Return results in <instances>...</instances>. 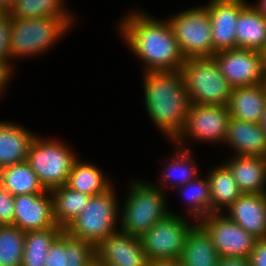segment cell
Here are the masks:
<instances>
[{"instance_id": "obj_2", "label": "cell", "mask_w": 266, "mask_h": 266, "mask_svg": "<svg viewBox=\"0 0 266 266\" xmlns=\"http://www.w3.org/2000/svg\"><path fill=\"white\" fill-rule=\"evenodd\" d=\"M143 75V103L148 118L174 142L182 133L190 106L182 74L178 71H147Z\"/></svg>"}, {"instance_id": "obj_33", "label": "cell", "mask_w": 266, "mask_h": 266, "mask_svg": "<svg viewBox=\"0 0 266 266\" xmlns=\"http://www.w3.org/2000/svg\"><path fill=\"white\" fill-rule=\"evenodd\" d=\"M13 196L7 189L0 186V225H13L15 203Z\"/></svg>"}, {"instance_id": "obj_1", "label": "cell", "mask_w": 266, "mask_h": 266, "mask_svg": "<svg viewBox=\"0 0 266 266\" xmlns=\"http://www.w3.org/2000/svg\"><path fill=\"white\" fill-rule=\"evenodd\" d=\"M123 16L115 24L116 32L134 58L141 61L143 73L181 69L185 57L167 19H159L137 8Z\"/></svg>"}, {"instance_id": "obj_35", "label": "cell", "mask_w": 266, "mask_h": 266, "mask_svg": "<svg viewBox=\"0 0 266 266\" xmlns=\"http://www.w3.org/2000/svg\"><path fill=\"white\" fill-rule=\"evenodd\" d=\"M14 64L11 60L0 59V95H5L3 93L8 89L11 79L14 78ZM14 70V71H13Z\"/></svg>"}, {"instance_id": "obj_29", "label": "cell", "mask_w": 266, "mask_h": 266, "mask_svg": "<svg viewBox=\"0 0 266 266\" xmlns=\"http://www.w3.org/2000/svg\"><path fill=\"white\" fill-rule=\"evenodd\" d=\"M66 0H16L8 11L10 18L38 19L44 17H64L72 26L76 15L66 5ZM67 6V7H66ZM75 23V24H74Z\"/></svg>"}, {"instance_id": "obj_15", "label": "cell", "mask_w": 266, "mask_h": 266, "mask_svg": "<svg viewBox=\"0 0 266 266\" xmlns=\"http://www.w3.org/2000/svg\"><path fill=\"white\" fill-rule=\"evenodd\" d=\"M14 223L24 232L44 230L57 226L53 215V199L50 191L22 194L14 198Z\"/></svg>"}, {"instance_id": "obj_42", "label": "cell", "mask_w": 266, "mask_h": 266, "mask_svg": "<svg viewBox=\"0 0 266 266\" xmlns=\"http://www.w3.org/2000/svg\"><path fill=\"white\" fill-rule=\"evenodd\" d=\"M261 126H262V128L264 129V131L266 133V105H265L264 112H263V117H262V120H261Z\"/></svg>"}, {"instance_id": "obj_43", "label": "cell", "mask_w": 266, "mask_h": 266, "mask_svg": "<svg viewBox=\"0 0 266 266\" xmlns=\"http://www.w3.org/2000/svg\"><path fill=\"white\" fill-rule=\"evenodd\" d=\"M262 57H263V65H264V69L266 71V45L264 47V49L261 51Z\"/></svg>"}, {"instance_id": "obj_39", "label": "cell", "mask_w": 266, "mask_h": 266, "mask_svg": "<svg viewBox=\"0 0 266 266\" xmlns=\"http://www.w3.org/2000/svg\"><path fill=\"white\" fill-rule=\"evenodd\" d=\"M251 5L260 15L266 18V0H258L255 2V4L251 3Z\"/></svg>"}, {"instance_id": "obj_40", "label": "cell", "mask_w": 266, "mask_h": 266, "mask_svg": "<svg viewBox=\"0 0 266 266\" xmlns=\"http://www.w3.org/2000/svg\"><path fill=\"white\" fill-rule=\"evenodd\" d=\"M16 0H0V6L7 12L13 7Z\"/></svg>"}, {"instance_id": "obj_7", "label": "cell", "mask_w": 266, "mask_h": 266, "mask_svg": "<svg viewBox=\"0 0 266 266\" xmlns=\"http://www.w3.org/2000/svg\"><path fill=\"white\" fill-rule=\"evenodd\" d=\"M180 72L190 103L227 106L232 87L213 57L187 58Z\"/></svg>"}, {"instance_id": "obj_22", "label": "cell", "mask_w": 266, "mask_h": 266, "mask_svg": "<svg viewBox=\"0 0 266 266\" xmlns=\"http://www.w3.org/2000/svg\"><path fill=\"white\" fill-rule=\"evenodd\" d=\"M95 258V247L66 231L52 243L44 266H86Z\"/></svg>"}, {"instance_id": "obj_23", "label": "cell", "mask_w": 266, "mask_h": 266, "mask_svg": "<svg viewBox=\"0 0 266 266\" xmlns=\"http://www.w3.org/2000/svg\"><path fill=\"white\" fill-rule=\"evenodd\" d=\"M218 251L206 230L197 222L186 236L180 261L182 266H217Z\"/></svg>"}, {"instance_id": "obj_30", "label": "cell", "mask_w": 266, "mask_h": 266, "mask_svg": "<svg viewBox=\"0 0 266 266\" xmlns=\"http://www.w3.org/2000/svg\"><path fill=\"white\" fill-rule=\"evenodd\" d=\"M0 186L13 196L45 191L27 161L1 168Z\"/></svg>"}, {"instance_id": "obj_32", "label": "cell", "mask_w": 266, "mask_h": 266, "mask_svg": "<svg viewBox=\"0 0 266 266\" xmlns=\"http://www.w3.org/2000/svg\"><path fill=\"white\" fill-rule=\"evenodd\" d=\"M25 232L15 225H0V266H21Z\"/></svg>"}, {"instance_id": "obj_5", "label": "cell", "mask_w": 266, "mask_h": 266, "mask_svg": "<svg viewBox=\"0 0 266 266\" xmlns=\"http://www.w3.org/2000/svg\"><path fill=\"white\" fill-rule=\"evenodd\" d=\"M116 184L103 193L91 196L88 205L64 231L96 247L119 230L120 199ZM117 192V193H116Z\"/></svg>"}, {"instance_id": "obj_28", "label": "cell", "mask_w": 266, "mask_h": 266, "mask_svg": "<svg viewBox=\"0 0 266 266\" xmlns=\"http://www.w3.org/2000/svg\"><path fill=\"white\" fill-rule=\"evenodd\" d=\"M53 199V215L57 226L63 230L82 213L91 196L63 185L50 190Z\"/></svg>"}, {"instance_id": "obj_37", "label": "cell", "mask_w": 266, "mask_h": 266, "mask_svg": "<svg viewBox=\"0 0 266 266\" xmlns=\"http://www.w3.org/2000/svg\"><path fill=\"white\" fill-rule=\"evenodd\" d=\"M217 266H250L249 259L245 257H220Z\"/></svg>"}, {"instance_id": "obj_18", "label": "cell", "mask_w": 266, "mask_h": 266, "mask_svg": "<svg viewBox=\"0 0 266 266\" xmlns=\"http://www.w3.org/2000/svg\"><path fill=\"white\" fill-rule=\"evenodd\" d=\"M175 152L169 155L167 161L163 168L161 169L160 178L157 180V184L153 183L159 190L167 193L171 189L182 186L200 175V170L198 168V162L194 159V154L192 149H185L177 146L173 142ZM163 170V171H162ZM165 190V191H164Z\"/></svg>"}, {"instance_id": "obj_11", "label": "cell", "mask_w": 266, "mask_h": 266, "mask_svg": "<svg viewBox=\"0 0 266 266\" xmlns=\"http://www.w3.org/2000/svg\"><path fill=\"white\" fill-rule=\"evenodd\" d=\"M221 74L232 88L266 83V71L261 52L234 48L213 55Z\"/></svg>"}, {"instance_id": "obj_41", "label": "cell", "mask_w": 266, "mask_h": 266, "mask_svg": "<svg viewBox=\"0 0 266 266\" xmlns=\"http://www.w3.org/2000/svg\"><path fill=\"white\" fill-rule=\"evenodd\" d=\"M86 266H105V265L95 257Z\"/></svg>"}, {"instance_id": "obj_44", "label": "cell", "mask_w": 266, "mask_h": 266, "mask_svg": "<svg viewBox=\"0 0 266 266\" xmlns=\"http://www.w3.org/2000/svg\"><path fill=\"white\" fill-rule=\"evenodd\" d=\"M7 13L6 10H4L1 6H0V19Z\"/></svg>"}, {"instance_id": "obj_20", "label": "cell", "mask_w": 266, "mask_h": 266, "mask_svg": "<svg viewBox=\"0 0 266 266\" xmlns=\"http://www.w3.org/2000/svg\"><path fill=\"white\" fill-rule=\"evenodd\" d=\"M38 134L23 124L0 121V169L27 161L31 144Z\"/></svg>"}, {"instance_id": "obj_31", "label": "cell", "mask_w": 266, "mask_h": 266, "mask_svg": "<svg viewBox=\"0 0 266 266\" xmlns=\"http://www.w3.org/2000/svg\"><path fill=\"white\" fill-rule=\"evenodd\" d=\"M64 230L51 227L25 232L24 252L21 266H44L52 243Z\"/></svg>"}, {"instance_id": "obj_10", "label": "cell", "mask_w": 266, "mask_h": 266, "mask_svg": "<svg viewBox=\"0 0 266 266\" xmlns=\"http://www.w3.org/2000/svg\"><path fill=\"white\" fill-rule=\"evenodd\" d=\"M230 117L227 106L190 103L184 129L173 143L185 149H190L186 142L221 145Z\"/></svg>"}, {"instance_id": "obj_3", "label": "cell", "mask_w": 266, "mask_h": 266, "mask_svg": "<svg viewBox=\"0 0 266 266\" xmlns=\"http://www.w3.org/2000/svg\"><path fill=\"white\" fill-rule=\"evenodd\" d=\"M126 190L120 204L119 230L140 237L171 213L167 193L152 182L132 179Z\"/></svg>"}, {"instance_id": "obj_19", "label": "cell", "mask_w": 266, "mask_h": 266, "mask_svg": "<svg viewBox=\"0 0 266 266\" xmlns=\"http://www.w3.org/2000/svg\"><path fill=\"white\" fill-rule=\"evenodd\" d=\"M229 158L223 163L230 169L242 194H266L265 157L231 154Z\"/></svg>"}, {"instance_id": "obj_36", "label": "cell", "mask_w": 266, "mask_h": 266, "mask_svg": "<svg viewBox=\"0 0 266 266\" xmlns=\"http://www.w3.org/2000/svg\"><path fill=\"white\" fill-rule=\"evenodd\" d=\"M248 259L250 266H266V239L257 240Z\"/></svg>"}, {"instance_id": "obj_25", "label": "cell", "mask_w": 266, "mask_h": 266, "mask_svg": "<svg viewBox=\"0 0 266 266\" xmlns=\"http://www.w3.org/2000/svg\"><path fill=\"white\" fill-rule=\"evenodd\" d=\"M206 175L212 198V213H223L242 193L230 169L223 162L208 169Z\"/></svg>"}, {"instance_id": "obj_8", "label": "cell", "mask_w": 266, "mask_h": 266, "mask_svg": "<svg viewBox=\"0 0 266 266\" xmlns=\"http://www.w3.org/2000/svg\"><path fill=\"white\" fill-rule=\"evenodd\" d=\"M185 57H213L211 18L206 7L196 5L167 18Z\"/></svg>"}, {"instance_id": "obj_16", "label": "cell", "mask_w": 266, "mask_h": 266, "mask_svg": "<svg viewBox=\"0 0 266 266\" xmlns=\"http://www.w3.org/2000/svg\"><path fill=\"white\" fill-rule=\"evenodd\" d=\"M223 213L256 239H266V194H242Z\"/></svg>"}, {"instance_id": "obj_21", "label": "cell", "mask_w": 266, "mask_h": 266, "mask_svg": "<svg viewBox=\"0 0 266 266\" xmlns=\"http://www.w3.org/2000/svg\"><path fill=\"white\" fill-rule=\"evenodd\" d=\"M266 105V83L232 88L227 108L234 119L261 123Z\"/></svg>"}, {"instance_id": "obj_13", "label": "cell", "mask_w": 266, "mask_h": 266, "mask_svg": "<svg viewBox=\"0 0 266 266\" xmlns=\"http://www.w3.org/2000/svg\"><path fill=\"white\" fill-rule=\"evenodd\" d=\"M95 257L105 266H148L149 263L139 237L121 230L95 247Z\"/></svg>"}, {"instance_id": "obj_4", "label": "cell", "mask_w": 266, "mask_h": 266, "mask_svg": "<svg viewBox=\"0 0 266 266\" xmlns=\"http://www.w3.org/2000/svg\"><path fill=\"white\" fill-rule=\"evenodd\" d=\"M72 27L64 17L10 18L11 62L46 54L63 36L65 38Z\"/></svg>"}, {"instance_id": "obj_34", "label": "cell", "mask_w": 266, "mask_h": 266, "mask_svg": "<svg viewBox=\"0 0 266 266\" xmlns=\"http://www.w3.org/2000/svg\"><path fill=\"white\" fill-rule=\"evenodd\" d=\"M10 16L8 12L0 19V59L10 60Z\"/></svg>"}, {"instance_id": "obj_6", "label": "cell", "mask_w": 266, "mask_h": 266, "mask_svg": "<svg viewBox=\"0 0 266 266\" xmlns=\"http://www.w3.org/2000/svg\"><path fill=\"white\" fill-rule=\"evenodd\" d=\"M37 135L31 144L27 162L45 190L66 185L74 161L75 150L66 141Z\"/></svg>"}, {"instance_id": "obj_38", "label": "cell", "mask_w": 266, "mask_h": 266, "mask_svg": "<svg viewBox=\"0 0 266 266\" xmlns=\"http://www.w3.org/2000/svg\"><path fill=\"white\" fill-rule=\"evenodd\" d=\"M148 266H182L179 259L150 260Z\"/></svg>"}, {"instance_id": "obj_17", "label": "cell", "mask_w": 266, "mask_h": 266, "mask_svg": "<svg viewBox=\"0 0 266 266\" xmlns=\"http://www.w3.org/2000/svg\"><path fill=\"white\" fill-rule=\"evenodd\" d=\"M224 145L229 146L231 151L233 149V155L266 158V133L261 123H251L230 117L222 147Z\"/></svg>"}, {"instance_id": "obj_27", "label": "cell", "mask_w": 266, "mask_h": 266, "mask_svg": "<svg viewBox=\"0 0 266 266\" xmlns=\"http://www.w3.org/2000/svg\"><path fill=\"white\" fill-rule=\"evenodd\" d=\"M199 175L196 179L175 188L176 193L185 203V214L195 222L212 214V198L207 175ZM184 199V200H183Z\"/></svg>"}, {"instance_id": "obj_12", "label": "cell", "mask_w": 266, "mask_h": 266, "mask_svg": "<svg viewBox=\"0 0 266 266\" xmlns=\"http://www.w3.org/2000/svg\"><path fill=\"white\" fill-rule=\"evenodd\" d=\"M198 223L209 234L220 257L249 258L258 240L224 213H212Z\"/></svg>"}, {"instance_id": "obj_9", "label": "cell", "mask_w": 266, "mask_h": 266, "mask_svg": "<svg viewBox=\"0 0 266 266\" xmlns=\"http://www.w3.org/2000/svg\"><path fill=\"white\" fill-rule=\"evenodd\" d=\"M170 212L168 216L158 221L149 231L139 237L149 261L159 259L180 260L186 236L197 223L193 219L190 220L185 214L182 215L172 210Z\"/></svg>"}, {"instance_id": "obj_14", "label": "cell", "mask_w": 266, "mask_h": 266, "mask_svg": "<svg viewBox=\"0 0 266 266\" xmlns=\"http://www.w3.org/2000/svg\"><path fill=\"white\" fill-rule=\"evenodd\" d=\"M248 3L246 0H209L204 5L211 18L213 55L218 51L236 48L238 15Z\"/></svg>"}, {"instance_id": "obj_24", "label": "cell", "mask_w": 266, "mask_h": 266, "mask_svg": "<svg viewBox=\"0 0 266 266\" xmlns=\"http://www.w3.org/2000/svg\"><path fill=\"white\" fill-rule=\"evenodd\" d=\"M236 48L261 52L266 45V18L248 3L239 13L236 25Z\"/></svg>"}, {"instance_id": "obj_26", "label": "cell", "mask_w": 266, "mask_h": 266, "mask_svg": "<svg viewBox=\"0 0 266 266\" xmlns=\"http://www.w3.org/2000/svg\"><path fill=\"white\" fill-rule=\"evenodd\" d=\"M108 176L97 165L78 157L72 165L66 185L75 191L94 196L105 192L114 184Z\"/></svg>"}]
</instances>
